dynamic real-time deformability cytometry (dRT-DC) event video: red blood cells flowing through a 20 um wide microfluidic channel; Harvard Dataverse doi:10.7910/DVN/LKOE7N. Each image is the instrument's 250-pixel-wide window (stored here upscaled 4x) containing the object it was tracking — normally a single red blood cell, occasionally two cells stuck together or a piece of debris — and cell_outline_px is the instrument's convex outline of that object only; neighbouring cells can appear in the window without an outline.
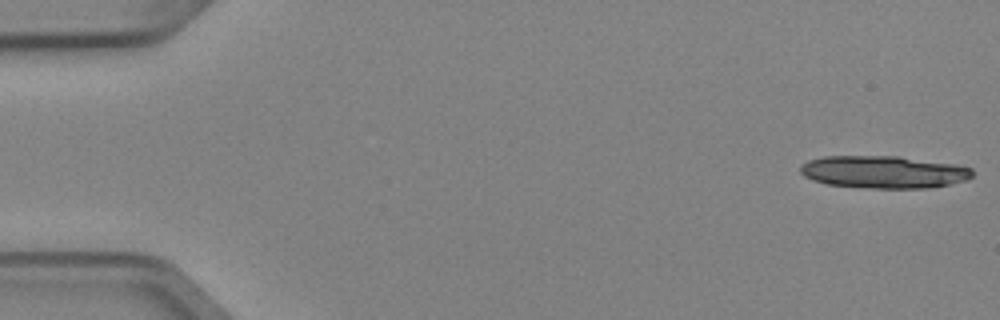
{"species": "Egyptian fruit bat (a non-hibernating species)", "species_latin": "Rousettus aegyptiacus", "temperature_condition": "cold", "stored_images_in_passage": 5, "camera_frame_rate_fps": 3000, "um_per_image_px": 0.085, "animal": {"sex": "female"}, "frame": {"image": 1, "passage_image": 1, "time_ms": 0.0, "image_size_px": [1000, 320], "cell_outline_px": [[972, 176], [968, 180], [928, 188], [872, 188], [828, 184], [812, 180], [804, 176], [800, 172], [800, 164], [808, 160], [824, 156], [900, 156], [956, 164], [972, 168]], "centroid_in_image_um": [75.1, 14.61], "position_along_channel_um": 9.9, "area_um2": 32.66}}